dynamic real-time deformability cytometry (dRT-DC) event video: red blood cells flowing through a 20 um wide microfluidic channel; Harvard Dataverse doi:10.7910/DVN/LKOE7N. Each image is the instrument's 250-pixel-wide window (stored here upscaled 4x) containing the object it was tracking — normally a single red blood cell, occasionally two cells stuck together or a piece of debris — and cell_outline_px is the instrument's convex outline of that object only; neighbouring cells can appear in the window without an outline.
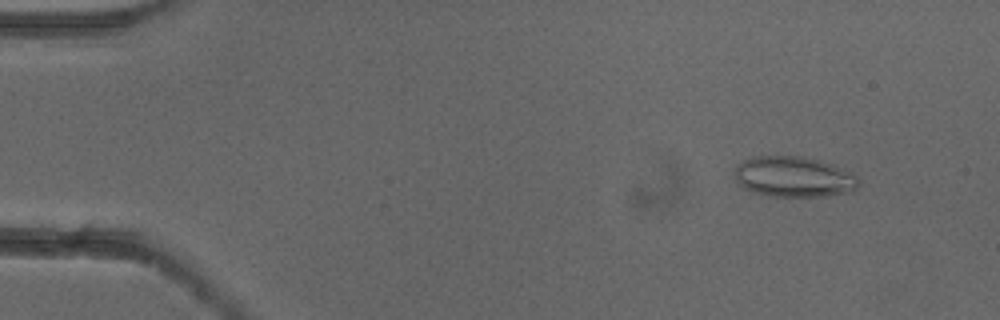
{"species": "common noctule bat (a hibernating species)", "species_latin": "Nyctalus noctula", "temperature_condition": "cold", "stored_images_in_passage": 53, "camera_frame_rate_fps": 3000, "um_per_image_px": 0.085, "animal": {"sex": "female"}, "frame": {"image": 1, "passage_image": 6, "time_ms": 1.667, "image_size_px": [1000, 320], "cell_outline_px": [[860, 184], [852, 192], [824, 196], [772, 196], [752, 192], [744, 188], [736, 180], [736, 164], [752, 156], [800, 156], [832, 164], [844, 168], [856, 176], [860, 180]], "centroid_in_image_um": [67.49, 15.03], "position_along_channel_um": 17.5, "area_um2": 29.36}}
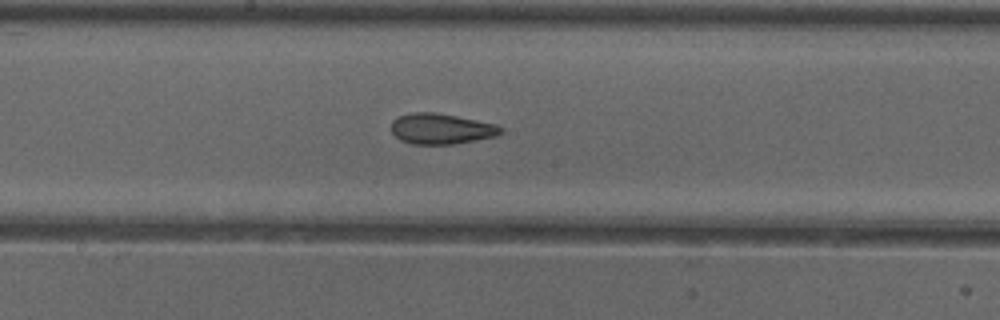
{"frame": {"image": 2, "passage_image": 29, "time_ms": 9.333, "image_size_px": [1000, 320], "cell_outline_px": [[504, 132], [496, 136], [456, 144], [412, 144], [400, 140], [392, 132], [392, 120], [400, 116], [412, 112], [436, 112], [496, 124], [504, 128]], "centroid_in_image_um": [37.53, 10.95], "position_along_channel_um": 210.7, "area_um2": 19.59}}
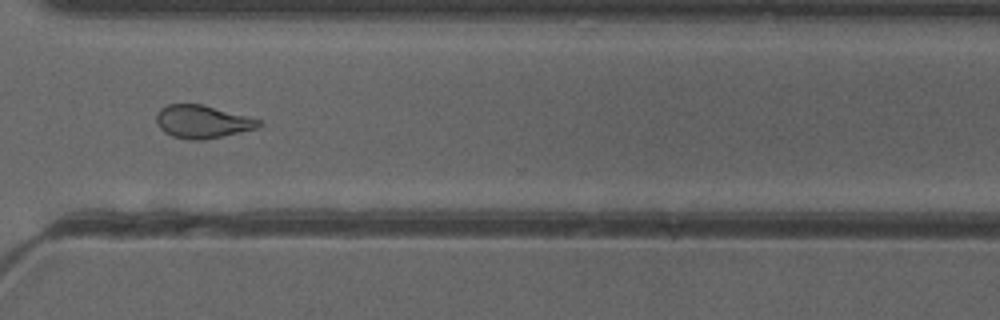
{"frame": {"image": 3, "passage_image": 40, "time_ms": 13.0, "image_size_px": [1000, 320], "cell_outline_px": [[264, 124], [260, 128], [204, 140], [188, 140], [172, 136], [164, 132], [156, 124], [156, 116], [160, 108], [168, 104], [200, 104], [248, 116], [260, 120]], "centroid_in_image_um": [17.21, 10.36], "position_along_channel_um": 353.4, "area_um2": 19.83}, "authors_computed_cell_mechanics": {"area_um2": 20.9236, "velocity_mm_per_s": 3.8977, "shape_relaxation_time_tau1_ms": null, "shape_relaxation_time_tau2_ms": 1.8162, "deformation_change_tau1": null, "deformation_change_tau2": 0.0772}}